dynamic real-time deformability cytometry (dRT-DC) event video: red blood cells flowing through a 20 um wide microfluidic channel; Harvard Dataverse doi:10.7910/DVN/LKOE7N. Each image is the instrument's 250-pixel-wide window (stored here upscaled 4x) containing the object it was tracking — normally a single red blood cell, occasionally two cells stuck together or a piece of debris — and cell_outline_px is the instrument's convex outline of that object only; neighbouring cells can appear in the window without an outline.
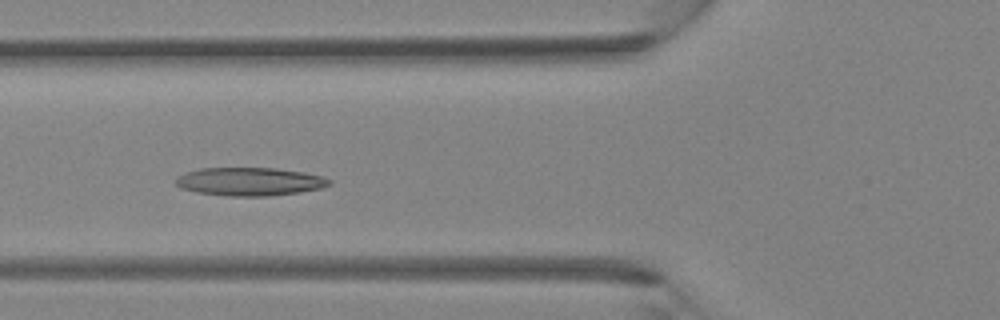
{"species": "Egyptian fruit bat (a non-hibernating species)", "species_latin": "Rousettus aegyptiacus", "temperature_condition": "room temperature", "stored_images_in_passage": 40, "segment_of_instrument_passage": [1, 2], "camera_frame_rate_fps": 3000, "um_per_image_px": 0.085, "animal": {"sex": "female"}, "frame": {"image": 1, "passage_image": 14, "time_ms": 4.333, "image_size_px": [1000, 320], "cell_outline_px": [[332, 184], [320, 188], [300, 192], [272, 196], [228, 196], [196, 192], [180, 188], [172, 180], [176, 176], [184, 172], [200, 168], [276, 168], [304, 172], [320, 176], [332, 180]], "centroid_in_image_um": [21.17, 15.43], "position_along_channel_um": 104.6, "area_um2": 25.55}}
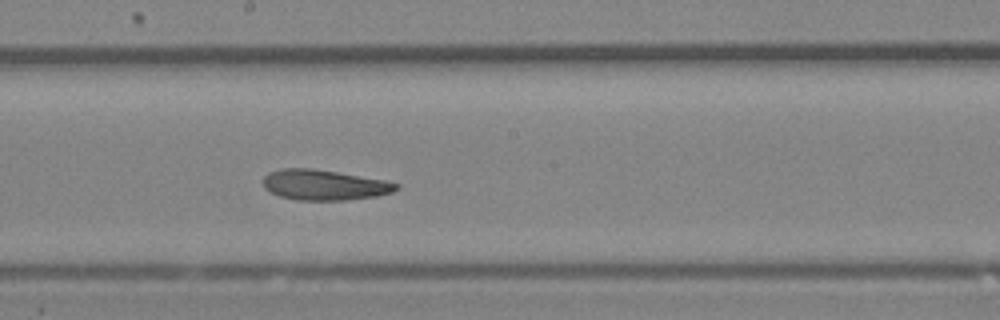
{"frame": {"image": 2, "passage_image": 21, "time_ms": 6.667, "image_size_px": [1000, 320], "cell_outline_px": [[400, 188], [392, 192], [376, 196], [344, 200], [296, 200], [280, 196], [268, 192], [264, 188], [264, 176], [268, 172], [280, 168], [312, 168], [388, 180], [400, 184]], "centroid_in_image_um": [27.56, 15.71], "position_along_channel_um": 220.6, "area_um2": 23.81}}
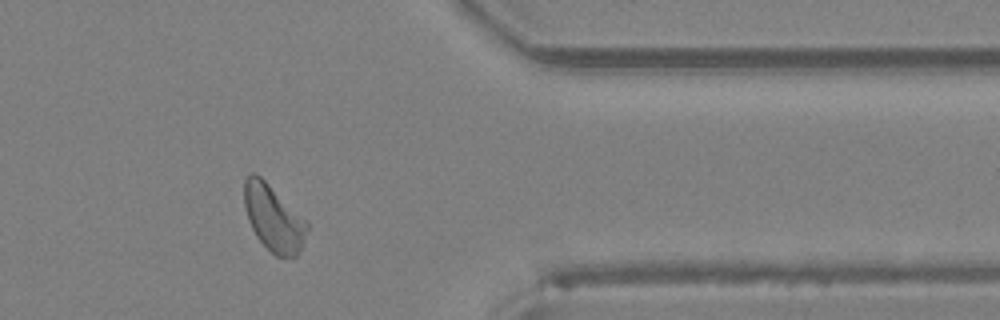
{"frame": {"image": 3, "passage_image": 32, "time_ms": 10.333, "image_size_px": [1000, 320], "cell_outline_px": [[308, 228], [300, 248], [296, 256], [276, 256], [256, 236], [248, 220], [244, 204], [244, 180], [248, 172], [256, 172], [308, 220]], "centroid_in_image_um": [23.23, 18.47], "position_along_channel_um": 388.2, "area_um2": 24.22}}